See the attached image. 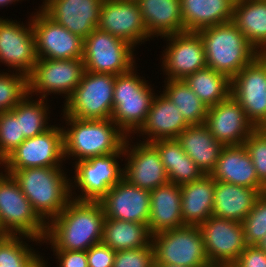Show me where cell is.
<instances>
[{"instance_id": "cell-1", "label": "cell", "mask_w": 266, "mask_h": 267, "mask_svg": "<svg viewBox=\"0 0 266 267\" xmlns=\"http://www.w3.org/2000/svg\"><path fill=\"white\" fill-rule=\"evenodd\" d=\"M105 214L99 202L72 199L64 210L47 224L42 241L52 250L87 251L102 242Z\"/></svg>"}, {"instance_id": "cell-2", "label": "cell", "mask_w": 266, "mask_h": 267, "mask_svg": "<svg viewBox=\"0 0 266 267\" xmlns=\"http://www.w3.org/2000/svg\"><path fill=\"white\" fill-rule=\"evenodd\" d=\"M62 118L66 124L62 125L65 161L117 153L128 137L112 119H78L68 115Z\"/></svg>"}, {"instance_id": "cell-3", "label": "cell", "mask_w": 266, "mask_h": 267, "mask_svg": "<svg viewBox=\"0 0 266 267\" xmlns=\"http://www.w3.org/2000/svg\"><path fill=\"white\" fill-rule=\"evenodd\" d=\"M63 167H36L3 171L13 176L34 211L48 224L72 200L70 177Z\"/></svg>"}, {"instance_id": "cell-4", "label": "cell", "mask_w": 266, "mask_h": 267, "mask_svg": "<svg viewBox=\"0 0 266 267\" xmlns=\"http://www.w3.org/2000/svg\"><path fill=\"white\" fill-rule=\"evenodd\" d=\"M197 32L203 40L207 67L230 80L259 54L232 21Z\"/></svg>"}, {"instance_id": "cell-5", "label": "cell", "mask_w": 266, "mask_h": 267, "mask_svg": "<svg viewBox=\"0 0 266 267\" xmlns=\"http://www.w3.org/2000/svg\"><path fill=\"white\" fill-rule=\"evenodd\" d=\"M135 68L115 76L113 93L111 119L128 137L144 124L155 96L154 87Z\"/></svg>"}, {"instance_id": "cell-6", "label": "cell", "mask_w": 266, "mask_h": 267, "mask_svg": "<svg viewBox=\"0 0 266 267\" xmlns=\"http://www.w3.org/2000/svg\"><path fill=\"white\" fill-rule=\"evenodd\" d=\"M1 171L0 235H24L42 242L47 224L34 211L13 176Z\"/></svg>"}, {"instance_id": "cell-7", "label": "cell", "mask_w": 266, "mask_h": 267, "mask_svg": "<svg viewBox=\"0 0 266 267\" xmlns=\"http://www.w3.org/2000/svg\"><path fill=\"white\" fill-rule=\"evenodd\" d=\"M155 264L207 267L210 264L199 226L185 225L152 235Z\"/></svg>"}, {"instance_id": "cell-8", "label": "cell", "mask_w": 266, "mask_h": 267, "mask_svg": "<svg viewBox=\"0 0 266 267\" xmlns=\"http://www.w3.org/2000/svg\"><path fill=\"white\" fill-rule=\"evenodd\" d=\"M121 157H124L123 148L117 153L73 162L75 175L70 179L72 199L99 202L123 178V168L118 161Z\"/></svg>"}, {"instance_id": "cell-9", "label": "cell", "mask_w": 266, "mask_h": 267, "mask_svg": "<svg viewBox=\"0 0 266 267\" xmlns=\"http://www.w3.org/2000/svg\"><path fill=\"white\" fill-rule=\"evenodd\" d=\"M115 75L85 71L66 100L63 115L78 119H111Z\"/></svg>"}, {"instance_id": "cell-10", "label": "cell", "mask_w": 266, "mask_h": 267, "mask_svg": "<svg viewBox=\"0 0 266 267\" xmlns=\"http://www.w3.org/2000/svg\"><path fill=\"white\" fill-rule=\"evenodd\" d=\"M135 48L125 40L96 28L84 39L85 71L121 75L136 66Z\"/></svg>"}, {"instance_id": "cell-11", "label": "cell", "mask_w": 266, "mask_h": 267, "mask_svg": "<svg viewBox=\"0 0 266 267\" xmlns=\"http://www.w3.org/2000/svg\"><path fill=\"white\" fill-rule=\"evenodd\" d=\"M85 72L82 58L43 59L38 58L27 76L28 94L47 99L52 93L65 98L72 95Z\"/></svg>"}, {"instance_id": "cell-12", "label": "cell", "mask_w": 266, "mask_h": 267, "mask_svg": "<svg viewBox=\"0 0 266 267\" xmlns=\"http://www.w3.org/2000/svg\"><path fill=\"white\" fill-rule=\"evenodd\" d=\"M64 158L62 126L52 125L45 132L26 138L3 161L4 171L36 167H62Z\"/></svg>"}, {"instance_id": "cell-13", "label": "cell", "mask_w": 266, "mask_h": 267, "mask_svg": "<svg viewBox=\"0 0 266 267\" xmlns=\"http://www.w3.org/2000/svg\"><path fill=\"white\" fill-rule=\"evenodd\" d=\"M231 95L256 128H266V53H259L231 79Z\"/></svg>"}, {"instance_id": "cell-14", "label": "cell", "mask_w": 266, "mask_h": 267, "mask_svg": "<svg viewBox=\"0 0 266 267\" xmlns=\"http://www.w3.org/2000/svg\"><path fill=\"white\" fill-rule=\"evenodd\" d=\"M36 11L30 16L37 57L43 59L82 58L84 39L55 22L40 7Z\"/></svg>"}, {"instance_id": "cell-15", "label": "cell", "mask_w": 266, "mask_h": 267, "mask_svg": "<svg viewBox=\"0 0 266 267\" xmlns=\"http://www.w3.org/2000/svg\"><path fill=\"white\" fill-rule=\"evenodd\" d=\"M163 39L167 45L160 60L165 79L184 80L207 67L203 40L198 32L184 31Z\"/></svg>"}, {"instance_id": "cell-16", "label": "cell", "mask_w": 266, "mask_h": 267, "mask_svg": "<svg viewBox=\"0 0 266 267\" xmlns=\"http://www.w3.org/2000/svg\"><path fill=\"white\" fill-rule=\"evenodd\" d=\"M37 60L31 17L25 25L0 17V62L8 69L28 76Z\"/></svg>"}, {"instance_id": "cell-17", "label": "cell", "mask_w": 266, "mask_h": 267, "mask_svg": "<svg viewBox=\"0 0 266 267\" xmlns=\"http://www.w3.org/2000/svg\"><path fill=\"white\" fill-rule=\"evenodd\" d=\"M130 140L131 136L127 137L123 147V156L127 161L123 167V178L149 192L169 182L157 148L149 142L140 140L135 144Z\"/></svg>"}, {"instance_id": "cell-18", "label": "cell", "mask_w": 266, "mask_h": 267, "mask_svg": "<svg viewBox=\"0 0 266 267\" xmlns=\"http://www.w3.org/2000/svg\"><path fill=\"white\" fill-rule=\"evenodd\" d=\"M199 229L210 264L232 265L247 246L241 222L212 215Z\"/></svg>"}, {"instance_id": "cell-19", "label": "cell", "mask_w": 266, "mask_h": 267, "mask_svg": "<svg viewBox=\"0 0 266 267\" xmlns=\"http://www.w3.org/2000/svg\"><path fill=\"white\" fill-rule=\"evenodd\" d=\"M98 28L125 40L134 48L149 41L138 2L104 0L100 10Z\"/></svg>"}, {"instance_id": "cell-20", "label": "cell", "mask_w": 266, "mask_h": 267, "mask_svg": "<svg viewBox=\"0 0 266 267\" xmlns=\"http://www.w3.org/2000/svg\"><path fill=\"white\" fill-rule=\"evenodd\" d=\"M205 125L224 146L242 145L256 129L232 95L207 109Z\"/></svg>"}, {"instance_id": "cell-21", "label": "cell", "mask_w": 266, "mask_h": 267, "mask_svg": "<svg viewBox=\"0 0 266 267\" xmlns=\"http://www.w3.org/2000/svg\"><path fill=\"white\" fill-rule=\"evenodd\" d=\"M105 219H115L148 224L150 192L122 178L99 201Z\"/></svg>"}, {"instance_id": "cell-22", "label": "cell", "mask_w": 266, "mask_h": 267, "mask_svg": "<svg viewBox=\"0 0 266 267\" xmlns=\"http://www.w3.org/2000/svg\"><path fill=\"white\" fill-rule=\"evenodd\" d=\"M104 0H43L39 6L51 19L85 39L100 23Z\"/></svg>"}, {"instance_id": "cell-23", "label": "cell", "mask_w": 266, "mask_h": 267, "mask_svg": "<svg viewBox=\"0 0 266 267\" xmlns=\"http://www.w3.org/2000/svg\"><path fill=\"white\" fill-rule=\"evenodd\" d=\"M161 91L155 94L144 124L136 132L144 142L176 139L188 126L178 108ZM147 137V138H146ZM147 140H146V139Z\"/></svg>"}, {"instance_id": "cell-24", "label": "cell", "mask_w": 266, "mask_h": 267, "mask_svg": "<svg viewBox=\"0 0 266 267\" xmlns=\"http://www.w3.org/2000/svg\"><path fill=\"white\" fill-rule=\"evenodd\" d=\"M216 181H222L266 193V187L258 180L255 167L245 146H224L214 170L210 174Z\"/></svg>"}, {"instance_id": "cell-25", "label": "cell", "mask_w": 266, "mask_h": 267, "mask_svg": "<svg viewBox=\"0 0 266 267\" xmlns=\"http://www.w3.org/2000/svg\"><path fill=\"white\" fill-rule=\"evenodd\" d=\"M181 187L167 182L150 192L148 227L152 235L185 226L181 212Z\"/></svg>"}, {"instance_id": "cell-26", "label": "cell", "mask_w": 266, "mask_h": 267, "mask_svg": "<svg viewBox=\"0 0 266 267\" xmlns=\"http://www.w3.org/2000/svg\"><path fill=\"white\" fill-rule=\"evenodd\" d=\"M216 180L210 174L181 185V212L184 225L199 226L212 216Z\"/></svg>"}, {"instance_id": "cell-27", "label": "cell", "mask_w": 266, "mask_h": 267, "mask_svg": "<svg viewBox=\"0 0 266 267\" xmlns=\"http://www.w3.org/2000/svg\"><path fill=\"white\" fill-rule=\"evenodd\" d=\"M138 4L150 39L184 32L180 0H139Z\"/></svg>"}, {"instance_id": "cell-28", "label": "cell", "mask_w": 266, "mask_h": 267, "mask_svg": "<svg viewBox=\"0 0 266 267\" xmlns=\"http://www.w3.org/2000/svg\"><path fill=\"white\" fill-rule=\"evenodd\" d=\"M261 194L256 189L216 181L212 215L242 222L250 213Z\"/></svg>"}, {"instance_id": "cell-29", "label": "cell", "mask_w": 266, "mask_h": 267, "mask_svg": "<svg viewBox=\"0 0 266 267\" xmlns=\"http://www.w3.org/2000/svg\"><path fill=\"white\" fill-rule=\"evenodd\" d=\"M183 151L204 174L214 170L224 145L209 131L205 124L188 126L178 137Z\"/></svg>"}, {"instance_id": "cell-30", "label": "cell", "mask_w": 266, "mask_h": 267, "mask_svg": "<svg viewBox=\"0 0 266 267\" xmlns=\"http://www.w3.org/2000/svg\"><path fill=\"white\" fill-rule=\"evenodd\" d=\"M236 0H180L184 31L232 21Z\"/></svg>"}, {"instance_id": "cell-31", "label": "cell", "mask_w": 266, "mask_h": 267, "mask_svg": "<svg viewBox=\"0 0 266 267\" xmlns=\"http://www.w3.org/2000/svg\"><path fill=\"white\" fill-rule=\"evenodd\" d=\"M232 22L258 53H266V0H236Z\"/></svg>"}, {"instance_id": "cell-32", "label": "cell", "mask_w": 266, "mask_h": 267, "mask_svg": "<svg viewBox=\"0 0 266 267\" xmlns=\"http://www.w3.org/2000/svg\"><path fill=\"white\" fill-rule=\"evenodd\" d=\"M151 143L158 150L169 182L181 186L195 181L204 175L196 163L183 151L177 138L161 139Z\"/></svg>"}, {"instance_id": "cell-33", "label": "cell", "mask_w": 266, "mask_h": 267, "mask_svg": "<svg viewBox=\"0 0 266 267\" xmlns=\"http://www.w3.org/2000/svg\"><path fill=\"white\" fill-rule=\"evenodd\" d=\"M102 243L113 251L142 248L152 245V234L147 224L105 219Z\"/></svg>"}, {"instance_id": "cell-34", "label": "cell", "mask_w": 266, "mask_h": 267, "mask_svg": "<svg viewBox=\"0 0 266 267\" xmlns=\"http://www.w3.org/2000/svg\"><path fill=\"white\" fill-rule=\"evenodd\" d=\"M184 81L208 108L231 95V80L209 67L197 70Z\"/></svg>"}, {"instance_id": "cell-35", "label": "cell", "mask_w": 266, "mask_h": 267, "mask_svg": "<svg viewBox=\"0 0 266 267\" xmlns=\"http://www.w3.org/2000/svg\"><path fill=\"white\" fill-rule=\"evenodd\" d=\"M165 80L162 92L178 108L184 120L190 126L205 124L208 107L199 99L185 81Z\"/></svg>"}, {"instance_id": "cell-36", "label": "cell", "mask_w": 266, "mask_h": 267, "mask_svg": "<svg viewBox=\"0 0 266 267\" xmlns=\"http://www.w3.org/2000/svg\"><path fill=\"white\" fill-rule=\"evenodd\" d=\"M33 99L32 95L27 94L20 101V127L21 134L25 138L39 135L52 126L48 122L50 119L48 115L51 113L49 112L51 108L47 105L48 100L42 98Z\"/></svg>"}, {"instance_id": "cell-37", "label": "cell", "mask_w": 266, "mask_h": 267, "mask_svg": "<svg viewBox=\"0 0 266 267\" xmlns=\"http://www.w3.org/2000/svg\"><path fill=\"white\" fill-rule=\"evenodd\" d=\"M25 239L27 241H24ZM30 241L42 244L29 236L0 235V267H24L27 261L38 252L26 243Z\"/></svg>"}, {"instance_id": "cell-38", "label": "cell", "mask_w": 266, "mask_h": 267, "mask_svg": "<svg viewBox=\"0 0 266 267\" xmlns=\"http://www.w3.org/2000/svg\"><path fill=\"white\" fill-rule=\"evenodd\" d=\"M26 138L21 134L20 102L0 113V161L10 155Z\"/></svg>"}, {"instance_id": "cell-39", "label": "cell", "mask_w": 266, "mask_h": 267, "mask_svg": "<svg viewBox=\"0 0 266 267\" xmlns=\"http://www.w3.org/2000/svg\"><path fill=\"white\" fill-rule=\"evenodd\" d=\"M0 73V113L11 111L27 94V76L12 72Z\"/></svg>"}, {"instance_id": "cell-40", "label": "cell", "mask_w": 266, "mask_h": 267, "mask_svg": "<svg viewBox=\"0 0 266 267\" xmlns=\"http://www.w3.org/2000/svg\"><path fill=\"white\" fill-rule=\"evenodd\" d=\"M241 223L246 245L256 246L266 235V193L261 194Z\"/></svg>"}, {"instance_id": "cell-41", "label": "cell", "mask_w": 266, "mask_h": 267, "mask_svg": "<svg viewBox=\"0 0 266 267\" xmlns=\"http://www.w3.org/2000/svg\"><path fill=\"white\" fill-rule=\"evenodd\" d=\"M243 145L250 155L258 180L266 187V128H256Z\"/></svg>"}, {"instance_id": "cell-42", "label": "cell", "mask_w": 266, "mask_h": 267, "mask_svg": "<svg viewBox=\"0 0 266 267\" xmlns=\"http://www.w3.org/2000/svg\"><path fill=\"white\" fill-rule=\"evenodd\" d=\"M153 245L116 251L113 267H154Z\"/></svg>"}, {"instance_id": "cell-43", "label": "cell", "mask_w": 266, "mask_h": 267, "mask_svg": "<svg viewBox=\"0 0 266 267\" xmlns=\"http://www.w3.org/2000/svg\"><path fill=\"white\" fill-rule=\"evenodd\" d=\"M116 251L102 242L91 246L87 251L88 267H113Z\"/></svg>"}, {"instance_id": "cell-44", "label": "cell", "mask_w": 266, "mask_h": 267, "mask_svg": "<svg viewBox=\"0 0 266 267\" xmlns=\"http://www.w3.org/2000/svg\"><path fill=\"white\" fill-rule=\"evenodd\" d=\"M233 267H266V252L257 246L247 245Z\"/></svg>"}, {"instance_id": "cell-45", "label": "cell", "mask_w": 266, "mask_h": 267, "mask_svg": "<svg viewBox=\"0 0 266 267\" xmlns=\"http://www.w3.org/2000/svg\"><path fill=\"white\" fill-rule=\"evenodd\" d=\"M53 255L57 267H88L86 251L53 250Z\"/></svg>"}, {"instance_id": "cell-46", "label": "cell", "mask_w": 266, "mask_h": 267, "mask_svg": "<svg viewBox=\"0 0 266 267\" xmlns=\"http://www.w3.org/2000/svg\"><path fill=\"white\" fill-rule=\"evenodd\" d=\"M44 257L39 254V253H35L28 261L27 263L24 265V267H48L47 266V259L45 261Z\"/></svg>"}, {"instance_id": "cell-47", "label": "cell", "mask_w": 266, "mask_h": 267, "mask_svg": "<svg viewBox=\"0 0 266 267\" xmlns=\"http://www.w3.org/2000/svg\"><path fill=\"white\" fill-rule=\"evenodd\" d=\"M259 249L266 252V235L261 239V241L256 245Z\"/></svg>"}, {"instance_id": "cell-48", "label": "cell", "mask_w": 266, "mask_h": 267, "mask_svg": "<svg viewBox=\"0 0 266 267\" xmlns=\"http://www.w3.org/2000/svg\"><path fill=\"white\" fill-rule=\"evenodd\" d=\"M18 2V1H20V0H0V7H5V6H7L8 4L10 5H12V3L14 2ZM22 1V0H21Z\"/></svg>"}, {"instance_id": "cell-49", "label": "cell", "mask_w": 266, "mask_h": 267, "mask_svg": "<svg viewBox=\"0 0 266 267\" xmlns=\"http://www.w3.org/2000/svg\"><path fill=\"white\" fill-rule=\"evenodd\" d=\"M154 267H179V266L165 265V264H154Z\"/></svg>"}, {"instance_id": "cell-50", "label": "cell", "mask_w": 266, "mask_h": 267, "mask_svg": "<svg viewBox=\"0 0 266 267\" xmlns=\"http://www.w3.org/2000/svg\"><path fill=\"white\" fill-rule=\"evenodd\" d=\"M207 267H226V265H216V264H211Z\"/></svg>"}, {"instance_id": "cell-51", "label": "cell", "mask_w": 266, "mask_h": 267, "mask_svg": "<svg viewBox=\"0 0 266 267\" xmlns=\"http://www.w3.org/2000/svg\"><path fill=\"white\" fill-rule=\"evenodd\" d=\"M126 1H135V2H138L139 0H126Z\"/></svg>"}]
</instances>
